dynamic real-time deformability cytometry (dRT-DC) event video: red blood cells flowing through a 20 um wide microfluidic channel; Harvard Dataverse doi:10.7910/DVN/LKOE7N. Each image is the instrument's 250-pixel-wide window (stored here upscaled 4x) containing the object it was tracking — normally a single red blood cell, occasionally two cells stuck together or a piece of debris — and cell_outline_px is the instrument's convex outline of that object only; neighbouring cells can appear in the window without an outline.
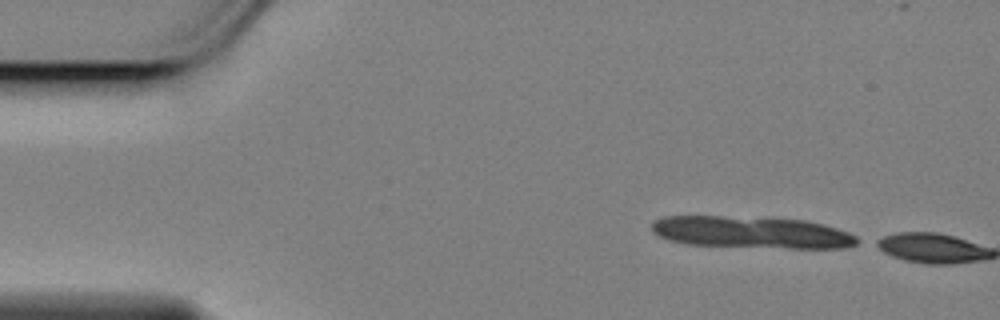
{"species": "Egyptian fruit bat (a non-hibernating species)", "species_latin": "Rousettus aegyptiacus", "temperature_condition": "cold", "stored_images_in_passage": 2, "camera_frame_rate_fps": 3000, "um_per_image_px": 0.085, "animal": {"sex": "female"}, "frame": {"image": 1, "passage_image": 1, "time_ms": 0.0, "image_size_px": [1000, 320], "cell_outline_px": [[864, 240], [856, 244], [844, 248], [788, 248], [688, 244], [672, 240], [660, 236], [652, 232], [652, 220], [664, 216], [724, 216], [804, 220], [824, 224], [848, 232]], "centroid_in_image_um": [63.92, 19.74], "position_along_channel_um": 21.1, "area_um2": 38.09}}